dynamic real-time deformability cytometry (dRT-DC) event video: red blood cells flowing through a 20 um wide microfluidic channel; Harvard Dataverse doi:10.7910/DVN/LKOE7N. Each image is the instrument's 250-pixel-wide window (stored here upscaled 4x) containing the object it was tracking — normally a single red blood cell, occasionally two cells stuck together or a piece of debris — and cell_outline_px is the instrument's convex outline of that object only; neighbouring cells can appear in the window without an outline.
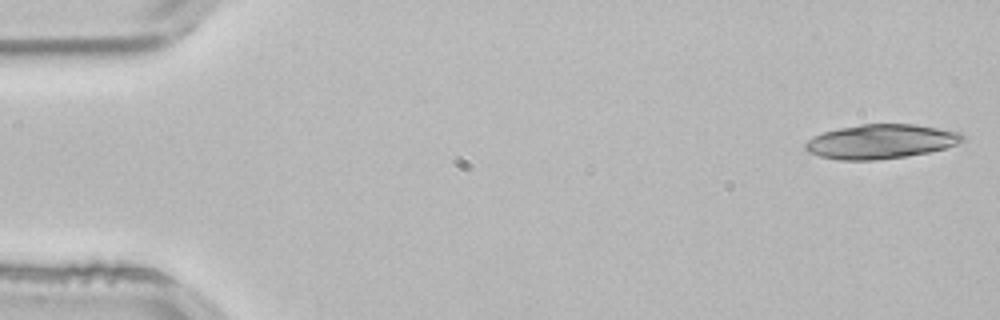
{"species": "common noctule bat (a hibernating species)", "species_latin": "Nyctalus noctula", "temperature_condition": "room temperature", "stored_images_in_passage": 19, "camera_frame_rate_fps": 3000, "um_per_image_px": 0.085, "animal": {"sex": "male", "body_mass_g": 21.5, "forearm_length_mm": 52.0}, "frame": {"image": 1, "passage_image": 1, "time_ms": 0.0, "image_size_px": [1000, 320], "cell_outline_px": [[964, 140], [956, 144], [944, 148], [928, 152], [908, 156], [876, 160], [840, 160], [820, 156], [808, 152], [804, 148], [804, 144], [808, 140], [824, 132], [840, 128], [860, 124], [916, 124], [960, 132], [964, 136]], "centroid_in_image_um": [74.87, 12.03], "position_along_channel_um": 10.1, "area_um2": 31.33}}